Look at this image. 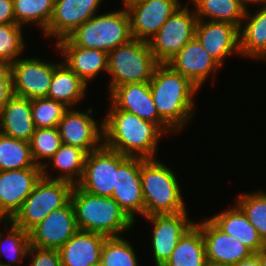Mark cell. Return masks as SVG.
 <instances>
[{"instance_id":"ffe728a7","label":"cell","mask_w":266,"mask_h":266,"mask_svg":"<svg viewBox=\"0 0 266 266\" xmlns=\"http://www.w3.org/2000/svg\"><path fill=\"white\" fill-rule=\"evenodd\" d=\"M195 37L203 48L220 65L232 54L239 55V28L235 25L218 22L198 20Z\"/></svg>"},{"instance_id":"9c48e42d","label":"cell","mask_w":266,"mask_h":266,"mask_svg":"<svg viewBox=\"0 0 266 266\" xmlns=\"http://www.w3.org/2000/svg\"><path fill=\"white\" fill-rule=\"evenodd\" d=\"M127 157L102 145L87 154L84 171L77 186L85 192L111 197L115 188L117 167Z\"/></svg>"},{"instance_id":"8fae6325","label":"cell","mask_w":266,"mask_h":266,"mask_svg":"<svg viewBox=\"0 0 266 266\" xmlns=\"http://www.w3.org/2000/svg\"><path fill=\"white\" fill-rule=\"evenodd\" d=\"M87 112L69 108L57 128L63 144L76 146L90 153L103 145V120H99V123L92 117V107L87 108Z\"/></svg>"},{"instance_id":"f6af8a7d","label":"cell","mask_w":266,"mask_h":266,"mask_svg":"<svg viewBox=\"0 0 266 266\" xmlns=\"http://www.w3.org/2000/svg\"><path fill=\"white\" fill-rule=\"evenodd\" d=\"M121 1L124 4L123 8L127 9L129 6H131V5H133V4L137 3V2H140L142 0H121Z\"/></svg>"},{"instance_id":"ac0fdd59","label":"cell","mask_w":266,"mask_h":266,"mask_svg":"<svg viewBox=\"0 0 266 266\" xmlns=\"http://www.w3.org/2000/svg\"><path fill=\"white\" fill-rule=\"evenodd\" d=\"M111 197L134 222L136 215L144 217L140 158L127 157L117 167L115 188Z\"/></svg>"},{"instance_id":"6da1fadb","label":"cell","mask_w":266,"mask_h":266,"mask_svg":"<svg viewBox=\"0 0 266 266\" xmlns=\"http://www.w3.org/2000/svg\"><path fill=\"white\" fill-rule=\"evenodd\" d=\"M103 120V145L126 157L155 159L165 134L155 123L115 108Z\"/></svg>"},{"instance_id":"7c38bea8","label":"cell","mask_w":266,"mask_h":266,"mask_svg":"<svg viewBox=\"0 0 266 266\" xmlns=\"http://www.w3.org/2000/svg\"><path fill=\"white\" fill-rule=\"evenodd\" d=\"M79 230L71 200L49 213L29 233L30 245L58 250Z\"/></svg>"},{"instance_id":"e0dca14e","label":"cell","mask_w":266,"mask_h":266,"mask_svg":"<svg viewBox=\"0 0 266 266\" xmlns=\"http://www.w3.org/2000/svg\"><path fill=\"white\" fill-rule=\"evenodd\" d=\"M104 0H55L50 23L44 37H53L56 43L70 35L84 22L94 17Z\"/></svg>"},{"instance_id":"8d00e7d4","label":"cell","mask_w":266,"mask_h":266,"mask_svg":"<svg viewBox=\"0 0 266 266\" xmlns=\"http://www.w3.org/2000/svg\"><path fill=\"white\" fill-rule=\"evenodd\" d=\"M22 27L16 23L0 24V63L12 64L25 51Z\"/></svg>"},{"instance_id":"277c9868","label":"cell","mask_w":266,"mask_h":266,"mask_svg":"<svg viewBox=\"0 0 266 266\" xmlns=\"http://www.w3.org/2000/svg\"><path fill=\"white\" fill-rule=\"evenodd\" d=\"M144 217L187 211L178 176L157 159L140 158Z\"/></svg>"},{"instance_id":"44dd1931","label":"cell","mask_w":266,"mask_h":266,"mask_svg":"<svg viewBox=\"0 0 266 266\" xmlns=\"http://www.w3.org/2000/svg\"><path fill=\"white\" fill-rule=\"evenodd\" d=\"M167 64L187 77L199 89L221 69L196 37L191 39ZM213 74V75H212Z\"/></svg>"},{"instance_id":"5b68a950","label":"cell","mask_w":266,"mask_h":266,"mask_svg":"<svg viewBox=\"0 0 266 266\" xmlns=\"http://www.w3.org/2000/svg\"><path fill=\"white\" fill-rule=\"evenodd\" d=\"M131 39L130 18L127 10L122 8L96 14L55 45H76L109 53Z\"/></svg>"},{"instance_id":"f1b7e54d","label":"cell","mask_w":266,"mask_h":266,"mask_svg":"<svg viewBox=\"0 0 266 266\" xmlns=\"http://www.w3.org/2000/svg\"><path fill=\"white\" fill-rule=\"evenodd\" d=\"M207 262L202 231L194 224L178 241L163 266H205Z\"/></svg>"},{"instance_id":"836d02e7","label":"cell","mask_w":266,"mask_h":266,"mask_svg":"<svg viewBox=\"0 0 266 266\" xmlns=\"http://www.w3.org/2000/svg\"><path fill=\"white\" fill-rule=\"evenodd\" d=\"M123 237H107L105 239L101 257L103 266H140L133 244Z\"/></svg>"},{"instance_id":"4316f807","label":"cell","mask_w":266,"mask_h":266,"mask_svg":"<svg viewBox=\"0 0 266 266\" xmlns=\"http://www.w3.org/2000/svg\"><path fill=\"white\" fill-rule=\"evenodd\" d=\"M87 85L65 62H58L46 98L64 103L69 108L86 96ZM83 98V99H82Z\"/></svg>"},{"instance_id":"52a82bcc","label":"cell","mask_w":266,"mask_h":266,"mask_svg":"<svg viewBox=\"0 0 266 266\" xmlns=\"http://www.w3.org/2000/svg\"><path fill=\"white\" fill-rule=\"evenodd\" d=\"M73 187L69 182L42 176L11 221L29 232L49 213L65 206L71 200Z\"/></svg>"},{"instance_id":"bcb514c9","label":"cell","mask_w":266,"mask_h":266,"mask_svg":"<svg viewBox=\"0 0 266 266\" xmlns=\"http://www.w3.org/2000/svg\"><path fill=\"white\" fill-rule=\"evenodd\" d=\"M205 266H230V265L215 264V263L207 262V263L205 264Z\"/></svg>"},{"instance_id":"30bf717a","label":"cell","mask_w":266,"mask_h":266,"mask_svg":"<svg viewBox=\"0 0 266 266\" xmlns=\"http://www.w3.org/2000/svg\"><path fill=\"white\" fill-rule=\"evenodd\" d=\"M58 63L40 58H19L11 64L13 95L27 99L47 97Z\"/></svg>"},{"instance_id":"d6986e66","label":"cell","mask_w":266,"mask_h":266,"mask_svg":"<svg viewBox=\"0 0 266 266\" xmlns=\"http://www.w3.org/2000/svg\"><path fill=\"white\" fill-rule=\"evenodd\" d=\"M195 225L202 231L208 262L231 266L253 254L246 245L221 231L209 218L195 222Z\"/></svg>"},{"instance_id":"1f68e13d","label":"cell","mask_w":266,"mask_h":266,"mask_svg":"<svg viewBox=\"0 0 266 266\" xmlns=\"http://www.w3.org/2000/svg\"><path fill=\"white\" fill-rule=\"evenodd\" d=\"M6 226L4 234L0 232V257H7L8 263L0 260L2 266H20L23 258L27 259V252L30 246L29 233L16 226L11 220L3 221ZM8 225V227H7Z\"/></svg>"},{"instance_id":"f35d334b","label":"cell","mask_w":266,"mask_h":266,"mask_svg":"<svg viewBox=\"0 0 266 266\" xmlns=\"http://www.w3.org/2000/svg\"><path fill=\"white\" fill-rule=\"evenodd\" d=\"M30 266H62L58 250L38 248L30 245L27 252V259Z\"/></svg>"},{"instance_id":"60d3db41","label":"cell","mask_w":266,"mask_h":266,"mask_svg":"<svg viewBox=\"0 0 266 266\" xmlns=\"http://www.w3.org/2000/svg\"><path fill=\"white\" fill-rule=\"evenodd\" d=\"M16 23L13 0H0V24Z\"/></svg>"},{"instance_id":"b9f144b4","label":"cell","mask_w":266,"mask_h":266,"mask_svg":"<svg viewBox=\"0 0 266 266\" xmlns=\"http://www.w3.org/2000/svg\"><path fill=\"white\" fill-rule=\"evenodd\" d=\"M231 266H262V264L260 257L256 253H253L249 258L243 259Z\"/></svg>"},{"instance_id":"5bb4252c","label":"cell","mask_w":266,"mask_h":266,"mask_svg":"<svg viewBox=\"0 0 266 266\" xmlns=\"http://www.w3.org/2000/svg\"><path fill=\"white\" fill-rule=\"evenodd\" d=\"M188 211L177 214H163L145 216L153 227L152 231V253L154 266H163L171 256L178 241L195 224L188 217Z\"/></svg>"},{"instance_id":"4dcf8cb0","label":"cell","mask_w":266,"mask_h":266,"mask_svg":"<svg viewBox=\"0 0 266 266\" xmlns=\"http://www.w3.org/2000/svg\"><path fill=\"white\" fill-rule=\"evenodd\" d=\"M41 168L32 158L30 143L0 132V171Z\"/></svg>"},{"instance_id":"f546056e","label":"cell","mask_w":266,"mask_h":266,"mask_svg":"<svg viewBox=\"0 0 266 266\" xmlns=\"http://www.w3.org/2000/svg\"><path fill=\"white\" fill-rule=\"evenodd\" d=\"M190 3L198 20L225 22L238 28L246 12L238 0H191Z\"/></svg>"},{"instance_id":"ab89813d","label":"cell","mask_w":266,"mask_h":266,"mask_svg":"<svg viewBox=\"0 0 266 266\" xmlns=\"http://www.w3.org/2000/svg\"><path fill=\"white\" fill-rule=\"evenodd\" d=\"M12 96L11 64L0 63V111Z\"/></svg>"},{"instance_id":"e575fe53","label":"cell","mask_w":266,"mask_h":266,"mask_svg":"<svg viewBox=\"0 0 266 266\" xmlns=\"http://www.w3.org/2000/svg\"><path fill=\"white\" fill-rule=\"evenodd\" d=\"M30 149L35 164L41 168L50 160L63 144L57 127L35 128L31 137Z\"/></svg>"},{"instance_id":"7402d4cb","label":"cell","mask_w":266,"mask_h":266,"mask_svg":"<svg viewBox=\"0 0 266 266\" xmlns=\"http://www.w3.org/2000/svg\"><path fill=\"white\" fill-rule=\"evenodd\" d=\"M105 235L78 230L58 249L62 266H93L101 262Z\"/></svg>"},{"instance_id":"4fadbf2b","label":"cell","mask_w":266,"mask_h":266,"mask_svg":"<svg viewBox=\"0 0 266 266\" xmlns=\"http://www.w3.org/2000/svg\"><path fill=\"white\" fill-rule=\"evenodd\" d=\"M110 104L141 119L155 123L166 135L176 133L158 114L149 82L128 83L115 87Z\"/></svg>"},{"instance_id":"d6a6232c","label":"cell","mask_w":266,"mask_h":266,"mask_svg":"<svg viewBox=\"0 0 266 266\" xmlns=\"http://www.w3.org/2000/svg\"><path fill=\"white\" fill-rule=\"evenodd\" d=\"M55 0H13L16 24L35 23L40 31L46 30L54 11Z\"/></svg>"},{"instance_id":"c3c4849f","label":"cell","mask_w":266,"mask_h":266,"mask_svg":"<svg viewBox=\"0 0 266 266\" xmlns=\"http://www.w3.org/2000/svg\"><path fill=\"white\" fill-rule=\"evenodd\" d=\"M93 266H103V265H102V263L100 262V263L95 264V265H93Z\"/></svg>"},{"instance_id":"ee69618b","label":"cell","mask_w":266,"mask_h":266,"mask_svg":"<svg viewBox=\"0 0 266 266\" xmlns=\"http://www.w3.org/2000/svg\"><path fill=\"white\" fill-rule=\"evenodd\" d=\"M256 254L260 257L262 266H266V243H264L263 247Z\"/></svg>"},{"instance_id":"2e32d148","label":"cell","mask_w":266,"mask_h":266,"mask_svg":"<svg viewBox=\"0 0 266 266\" xmlns=\"http://www.w3.org/2000/svg\"><path fill=\"white\" fill-rule=\"evenodd\" d=\"M42 177V168L0 171V215L11 220Z\"/></svg>"},{"instance_id":"603a6c76","label":"cell","mask_w":266,"mask_h":266,"mask_svg":"<svg viewBox=\"0 0 266 266\" xmlns=\"http://www.w3.org/2000/svg\"><path fill=\"white\" fill-rule=\"evenodd\" d=\"M67 64L86 84L108 72V53L76 45H55Z\"/></svg>"},{"instance_id":"8992f818","label":"cell","mask_w":266,"mask_h":266,"mask_svg":"<svg viewBox=\"0 0 266 266\" xmlns=\"http://www.w3.org/2000/svg\"><path fill=\"white\" fill-rule=\"evenodd\" d=\"M149 42L131 39L108 53L109 93L128 83L150 82L158 65Z\"/></svg>"},{"instance_id":"83f0119b","label":"cell","mask_w":266,"mask_h":266,"mask_svg":"<svg viewBox=\"0 0 266 266\" xmlns=\"http://www.w3.org/2000/svg\"><path fill=\"white\" fill-rule=\"evenodd\" d=\"M87 152L83 149L62 144L53 157L42 168V176L48 179L66 181L77 185L82 178ZM52 164L54 170L60 172L58 176H51L47 171V166Z\"/></svg>"},{"instance_id":"484cf974","label":"cell","mask_w":266,"mask_h":266,"mask_svg":"<svg viewBox=\"0 0 266 266\" xmlns=\"http://www.w3.org/2000/svg\"><path fill=\"white\" fill-rule=\"evenodd\" d=\"M209 219L221 231L232 235L253 253H258L264 245L257 229L249 222L247 216L237 204L232 208L221 211V213H216Z\"/></svg>"},{"instance_id":"7bdbcfd3","label":"cell","mask_w":266,"mask_h":266,"mask_svg":"<svg viewBox=\"0 0 266 266\" xmlns=\"http://www.w3.org/2000/svg\"><path fill=\"white\" fill-rule=\"evenodd\" d=\"M239 3L245 8V10H248L249 4L257 5V6H264L266 5V0H238Z\"/></svg>"},{"instance_id":"7dc6e473","label":"cell","mask_w":266,"mask_h":266,"mask_svg":"<svg viewBox=\"0 0 266 266\" xmlns=\"http://www.w3.org/2000/svg\"><path fill=\"white\" fill-rule=\"evenodd\" d=\"M3 221H5V219L0 215V223L3 224Z\"/></svg>"},{"instance_id":"9a60e30c","label":"cell","mask_w":266,"mask_h":266,"mask_svg":"<svg viewBox=\"0 0 266 266\" xmlns=\"http://www.w3.org/2000/svg\"><path fill=\"white\" fill-rule=\"evenodd\" d=\"M180 0H142L126 10L133 39L149 42L181 6Z\"/></svg>"},{"instance_id":"cb8c5ba5","label":"cell","mask_w":266,"mask_h":266,"mask_svg":"<svg viewBox=\"0 0 266 266\" xmlns=\"http://www.w3.org/2000/svg\"><path fill=\"white\" fill-rule=\"evenodd\" d=\"M34 131L31 99L13 95L0 111V132L29 142Z\"/></svg>"},{"instance_id":"3957f363","label":"cell","mask_w":266,"mask_h":266,"mask_svg":"<svg viewBox=\"0 0 266 266\" xmlns=\"http://www.w3.org/2000/svg\"><path fill=\"white\" fill-rule=\"evenodd\" d=\"M71 202L79 230L118 237L135 225L112 197L95 196L74 185Z\"/></svg>"},{"instance_id":"ba28073f","label":"cell","mask_w":266,"mask_h":266,"mask_svg":"<svg viewBox=\"0 0 266 266\" xmlns=\"http://www.w3.org/2000/svg\"><path fill=\"white\" fill-rule=\"evenodd\" d=\"M189 2L181 5L149 41L158 63H168L191 39L195 37L197 17L189 10Z\"/></svg>"},{"instance_id":"7a4b0ae2","label":"cell","mask_w":266,"mask_h":266,"mask_svg":"<svg viewBox=\"0 0 266 266\" xmlns=\"http://www.w3.org/2000/svg\"><path fill=\"white\" fill-rule=\"evenodd\" d=\"M159 116L175 131L187 126L195 111L199 88L167 63H159L149 82Z\"/></svg>"},{"instance_id":"d4e9b609","label":"cell","mask_w":266,"mask_h":266,"mask_svg":"<svg viewBox=\"0 0 266 266\" xmlns=\"http://www.w3.org/2000/svg\"><path fill=\"white\" fill-rule=\"evenodd\" d=\"M249 11L246 10L239 28L241 57L266 61V5L259 7L255 13Z\"/></svg>"},{"instance_id":"74e56055","label":"cell","mask_w":266,"mask_h":266,"mask_svg":"<svg viewBox=\"0 0 266 266\" xmlns=\"http://www.w3.org/2000/svg\"><path fill=\"white\" fill-rule=\"evenodd\" d=\"M69 109L64 103L46 97L31 99V110L35 128L57 127Z\"/></svg>"},{"instance_id":"d590c367","label":"cell","mask_w":266,"mask_h":266,"mask_svg":"<svg viewBox=\"0 0 266 266\" xmlns=\"http://www.w3.org/2000/svg\"><path fill=\"white\" fill-rule=\"evenodd\" d=\"M235 203L242 209L249 222L257 229L266 243V191L240 193Z\"/></svg>"}]
</instances>
